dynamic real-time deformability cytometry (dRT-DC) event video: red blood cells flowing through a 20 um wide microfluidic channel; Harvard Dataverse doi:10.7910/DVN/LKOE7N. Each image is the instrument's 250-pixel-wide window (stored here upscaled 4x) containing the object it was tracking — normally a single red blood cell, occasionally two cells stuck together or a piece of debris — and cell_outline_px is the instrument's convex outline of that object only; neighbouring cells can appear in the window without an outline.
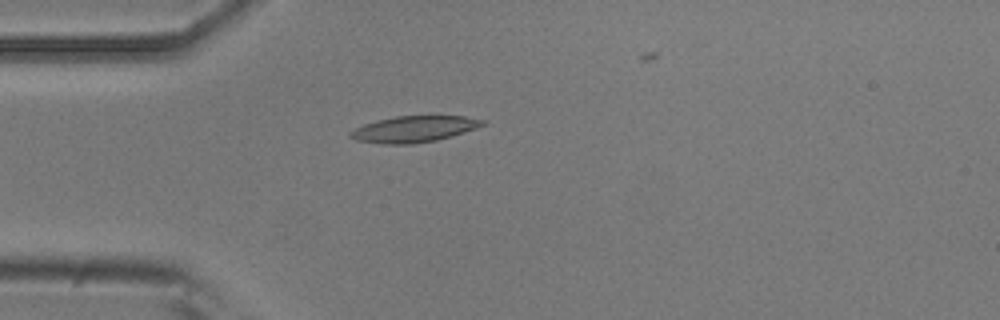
{"species": "common noctule bat (a hibernating species)", "species_latin": "Nyctalus noctula", "temperature_condition": "room temperature", "stored_images_in_passage": 4, "camera_frame_rate_fps": 3000, "um_per_image_px": 0.085, "animal": {"sex": "male", "body_mass_g": 20.5, "forearm_length_mm": 52.5}, "frame": {"image": 1, "passage_image": 4, "time_ms": 1.0, "image_size_px": [1000, 320], "cell_outline_px": [[488, 124], [452, 136], [436, 140], [412, 144], [384, 144], [356, 140], [348, 136], [348, 132], [364, 124], [376, 120], [396, 116], [464, 116], [488, 120]], "centroid_in_image_um": [35.22, 10.97], "position_along_channel_um": 49.8, "area_um2": 20.35}}